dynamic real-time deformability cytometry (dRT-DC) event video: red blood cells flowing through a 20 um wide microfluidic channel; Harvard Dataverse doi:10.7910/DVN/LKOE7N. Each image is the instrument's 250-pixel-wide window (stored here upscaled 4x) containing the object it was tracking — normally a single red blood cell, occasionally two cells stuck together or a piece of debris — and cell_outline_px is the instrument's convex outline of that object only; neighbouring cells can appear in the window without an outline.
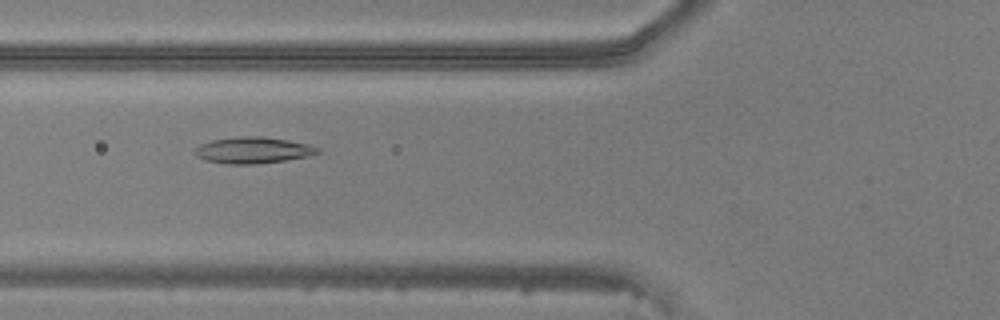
{"species": "common noctule bat (a hibernating species)", "species_latin": "Nyctalus noctula", "temperature_condition": "warm", "stored_images_in_passage": 49, "camera_frame_rate_fps": 3000, "um_per_image_px": 0.085, "animal": {"sex": "male", "body_mass_g": 20.5, "forearm_length_mm": 52.5}, "frame": {"image": 1, "passage_image": 19, "time_ms": 6.0, "image_size_px": [1000, 320], "cell_outline_px": [[320, 152], [308, 156], [284, 160], [256, 164], [228, 164], [204, 160], [196, 156], [192, 152], [200, 144], [212, 140], [240, 136], [260, 136], [288, 140], [308, 144], [320, 148]], "centroid_in_image_um": [21.47, 12.77], "position_along_channel_um": 104.3, "area_um2": 18.84}}
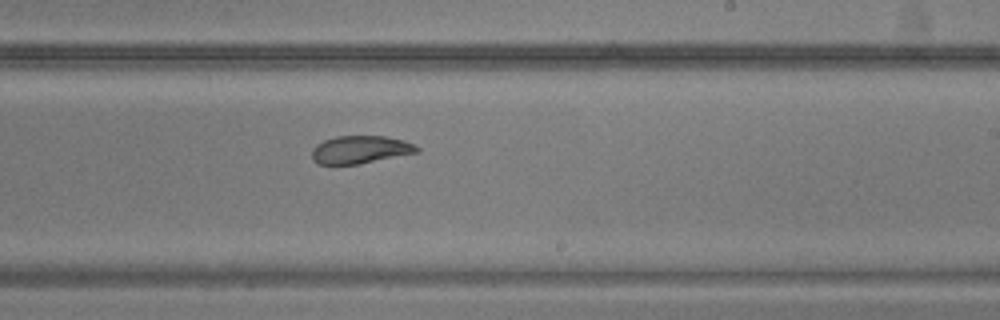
{"frame": {"image": 2, "passage_image": 30, "time_ms": 9.667, "image_size_px": [1000, 320], "cell_outline_px": [[420, 152], [356, 164], [316, 164], [312, 160], [312, 148], [316, 144], [324, 140], [336, 136], [384, 136], [404, 140], [420, 148]], "centroid_in_image_um": [30.6, 12.71], "position_along_channel_um": 258.4, "area_um2": 16.99}}
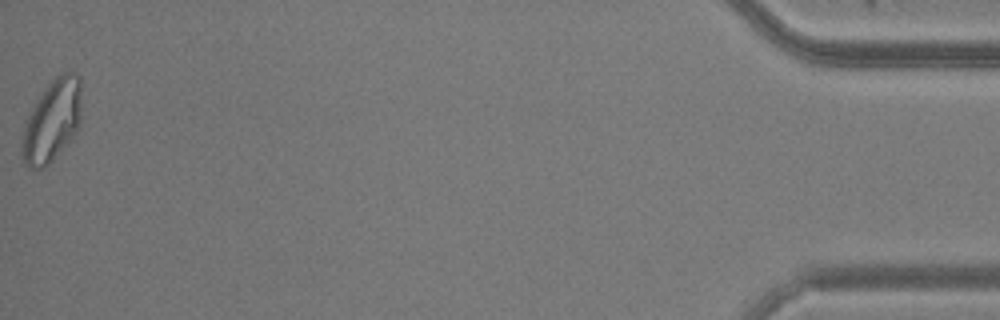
{"frame": {"image": 3, "passage_image": 49, "time_ms": 16.0, "image_size_px": [1000, 320], "cell_outline_px": [[80, 124], [76, 132], [52, 160], [44, 168], [28, 168], [24, 164], [20, 152], [24, 120], [48, 84], [60, 72], [76, 72], [80, 76]], "centroid_in_image_um": [4.4, 10.27], "position_along_channel_um": 430.8, "area_um2": 28.44}}